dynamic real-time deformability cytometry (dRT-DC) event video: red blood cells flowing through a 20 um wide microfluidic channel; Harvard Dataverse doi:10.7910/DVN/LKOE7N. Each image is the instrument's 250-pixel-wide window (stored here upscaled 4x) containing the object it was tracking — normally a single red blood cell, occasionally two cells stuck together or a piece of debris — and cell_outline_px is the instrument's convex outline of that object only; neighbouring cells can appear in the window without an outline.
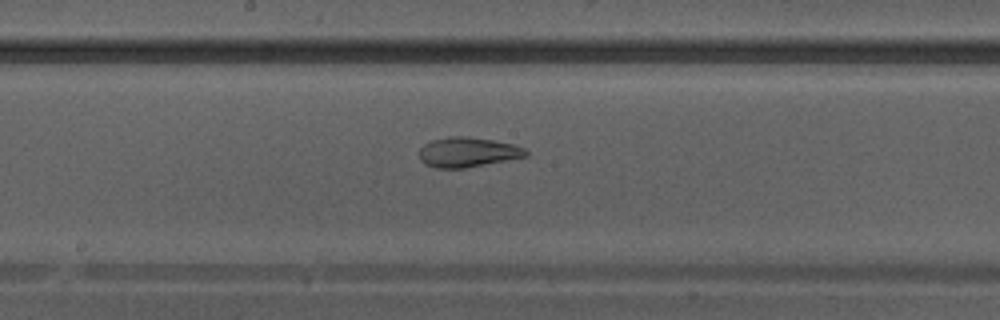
{"species": "Egyptian fruit bat (a non-hibernating species)", "species_latin": "Rousettus aegyptiacus", "temperature_condition": "warm", "stored_images_in_passage": 27, "camera_frame_rate_fps": 3000, "um_per_image_px": 0.085, "animal": {"sex": "male"}, "frame": {"image": 1, "passage_image": 12, "time_ms": 3.667, "image_size_px": [1000, 320], "cell_outline_px": [[528, 156], [464, 168], [436, 168], [424, 164], [420, 160], [420, 148], [424, 144], [432, 140], [448, 136], [468, 136], [492, 140], [512, 144], [524, 148], [528, 152]], "centroid_in_image_um": [39.73, 12.93], "position_along_channel_um": 208.5, "area_um2": 18.5}}
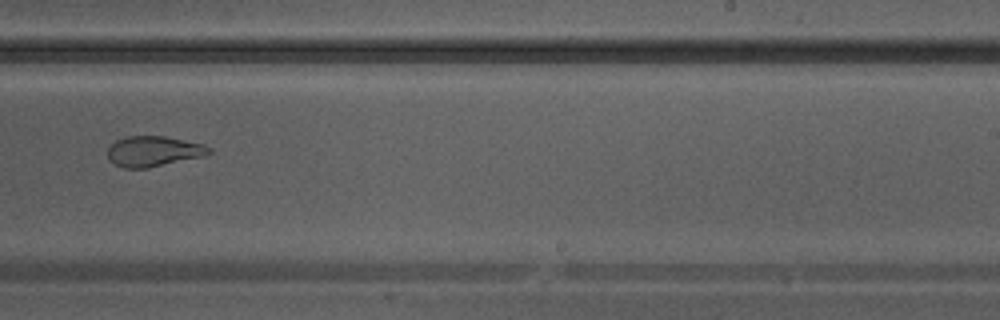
{"frame": {"image": 2, "passage_image": 16, "time_ms": 5.0, "image_size_px": [1000, 320], "cell_outline_px": [[212, 152], [208, 156], [148, 168], [124, 168], [116, 164], [108, 156], [108, 148], [116, 140], [128, 136], [164, 136], [204, 144], [212, 148]], "centroid_in_image_um": [13.13, 12.86], "position_along_channel_um": 275.9, "area_um2": 18.09}}